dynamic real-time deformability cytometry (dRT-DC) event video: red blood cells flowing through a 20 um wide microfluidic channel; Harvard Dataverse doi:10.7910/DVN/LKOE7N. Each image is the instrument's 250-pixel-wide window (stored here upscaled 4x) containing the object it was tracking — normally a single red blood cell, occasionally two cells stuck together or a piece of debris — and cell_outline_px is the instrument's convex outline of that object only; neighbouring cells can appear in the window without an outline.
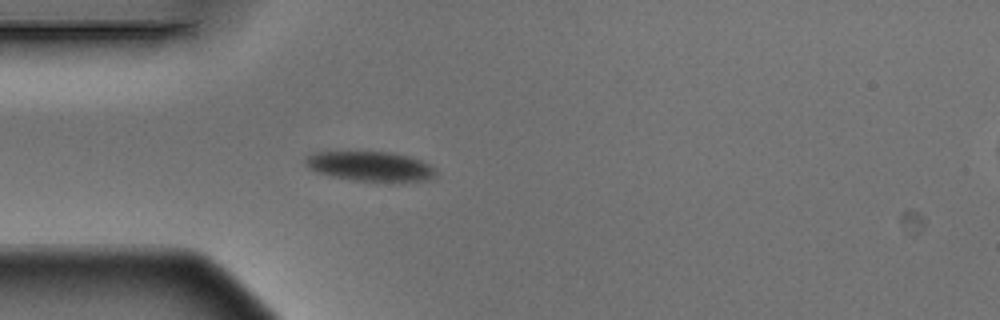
{"species": "Egyptian fruit bat (a non-hibernating species)", "species_latin": "Rousettus aegyptiacus", "temperature_condition": "warm", "stored_images_in_passage": 5, "camera_frame_rate_fps": 3000, "um_per_image_px": 0.085, "animal": {"sex": "male"}, "frame": {"image": 1, "passage_image": 5, "time_ms": 1.333, "image_size_px": [1000, 320], "cell_outline_px": [[436, 172], [428, 180], [396, 184], [352, 180], [332, 176], [316, 172], [308, 168], [304, 160], [308, 156], [316, 152], [392, 152], [408, 156], [420, 160], [436, 168]], "centroid_in_image_um": [31.52, 14.18], "position_along_channel_um": 53.5, "area_um2": 23.12}}